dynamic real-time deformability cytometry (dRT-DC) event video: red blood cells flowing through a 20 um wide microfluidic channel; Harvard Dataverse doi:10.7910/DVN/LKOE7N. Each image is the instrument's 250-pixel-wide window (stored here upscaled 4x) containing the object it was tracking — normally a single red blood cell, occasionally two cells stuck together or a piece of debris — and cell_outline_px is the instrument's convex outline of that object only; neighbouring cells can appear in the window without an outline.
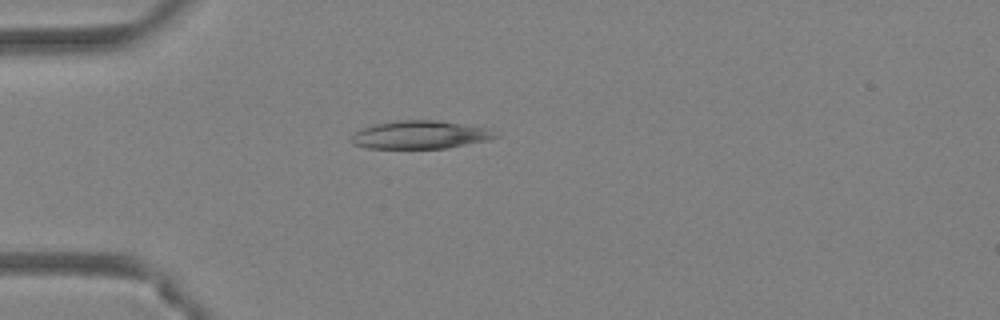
{"species": "Egyptian fruit bat (a non-hibernating species)", "species_latin": "Rousettus aegyptiacus", "temperature_condition": "warm", "stored_images_in_passage": 35, "camera_frame_rate_fps": 3000, "um_per_image_px": 0.085, "animal": {"sex": "female"}, "frame": {"image": 1, "passage_image": 1, "time_ms": 0.0, "image_size_px": [1000, 320], "cell_outline_px": [[500, 136], [488, 140], [444, 148], [368, 148], [352, 144], [348, 140], [356, 132], [364, 128], [376, 124], [400, 120], [436, 120], [492, 128]], "centroid_in_image_um": [35.75, 11.45], "position_along_channel_um": 49.2, "area_um2": 23.52}}
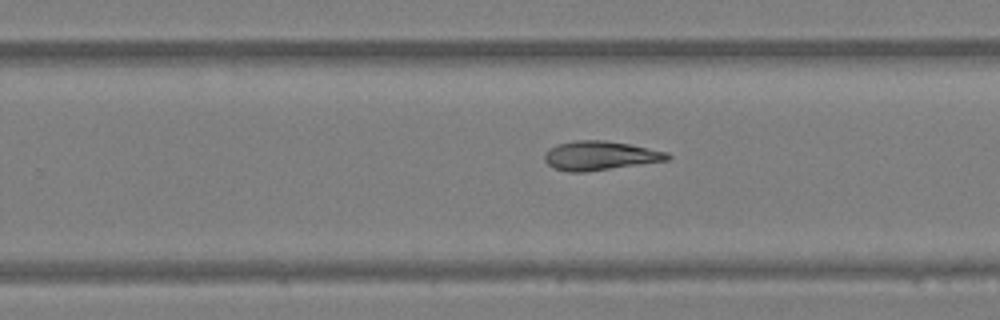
{"frame": {"image": 2, "passage_image": 18, "time_ms": 5.667, "image_size_px": [1000, 320], "cell_outline_px": [[672, 156], [668, 160], [584, 172], [568, 172], [552, 168], [544, 160], [544, 156], [548, 148], [556, 144], [576, 140], [604, 140], [628, 144], [668, 152]], "centroid_in_image_um": [50.96, 13.23], "position_along_channel_um": 278.8, "area_um2": 20.81}}
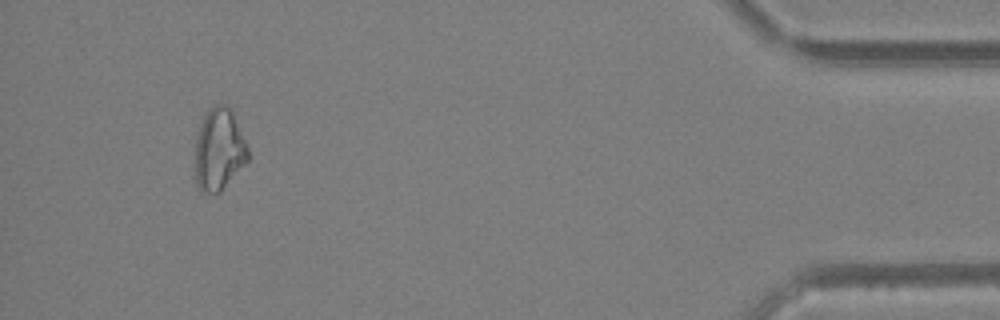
{"frame": {"image": 3, "passage_image": 32, "time_ms": 10.333, "image_size_px": [1000, 320], "cell_outline_px": [[248, 160], [220, 192], [200, 192], [196, 184], [196, 136], [200, 124], [208, 108], [212, 104], [224, 104], [232, 112], [248, 148]], "centroid_in_image_um": [18.6, 12.7], "position_along_channel_um": 416.6, "area_um2": 24.97}, "authors_computed_cell_mechanics": {"area_um2": 21.1548, "velocity_mm_per_s": 4.3543, "shape_relaxation_time_tau1_ms": null, "shape_relaxation_time_tau2_ms": 11.1642, "deformation_change_tau1": null, "deformation_change_tau2": 0.2574}}